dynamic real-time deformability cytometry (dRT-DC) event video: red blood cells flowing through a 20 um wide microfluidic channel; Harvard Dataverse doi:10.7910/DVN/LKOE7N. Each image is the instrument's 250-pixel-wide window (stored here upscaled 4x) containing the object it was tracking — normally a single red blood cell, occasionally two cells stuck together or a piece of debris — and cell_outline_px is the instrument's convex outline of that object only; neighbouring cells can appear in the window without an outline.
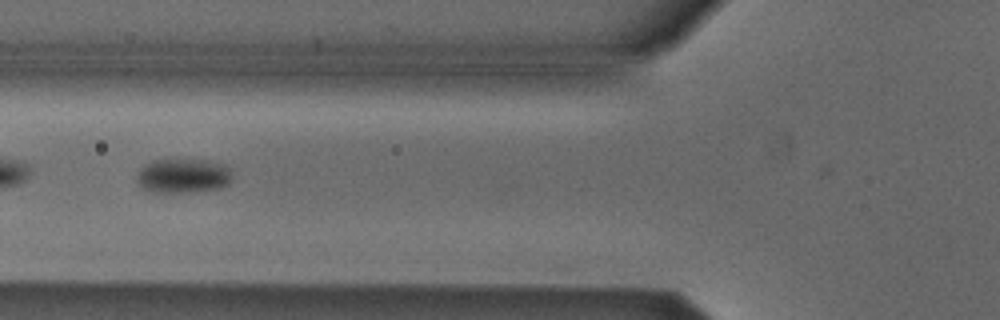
{"species": "Egyptian fruit bat (a non-hibernating species)", "species_latin": "Rousettus aegyptiacus", "temperature_condition": "cold", "stored_images_in_passage": 4, "camera_frame_rate_fps": 3000, "um_per_image_px": 0.085, "animal": {"sex": "male"}, "frame": {"image": 1, "passage_image": 3, "time_ms": 0.667, "image_size_px": [1000, 320], "cell_outline_px": [[232, 176], [228, 184], [220, 188], [188, 192], [152, 192], [144, 188], [136, 180], [136, 176], [140, 168], [144, 164], [152, 160], [168, 156], [208, 160], [228, 164], [232, 168]], "centroid_in_image_um": [15.58, 14.87], "position_along_channel_um": 110.2, "area_um2": 20.17}}
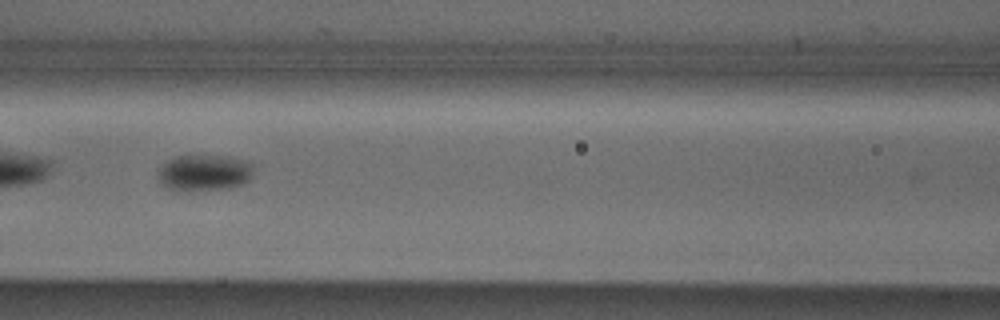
{"frame": {"image": 2, "passage_image": 4, "time_ms": 1.0, "image_size_px": [1000, 320], "cell_outline_px": [[252, 172], [248, 180], [244, 184], [232, 188], [188, 192], [176, 192], [164, 188], [160, 184], [160, 168], [168, 160], [176, 156], [228, 156], [252, 164]], "centroid_in_image_um": [17.32, 14.73], "position_along_channel_um": 149.3, "area_um2": 20.4}}